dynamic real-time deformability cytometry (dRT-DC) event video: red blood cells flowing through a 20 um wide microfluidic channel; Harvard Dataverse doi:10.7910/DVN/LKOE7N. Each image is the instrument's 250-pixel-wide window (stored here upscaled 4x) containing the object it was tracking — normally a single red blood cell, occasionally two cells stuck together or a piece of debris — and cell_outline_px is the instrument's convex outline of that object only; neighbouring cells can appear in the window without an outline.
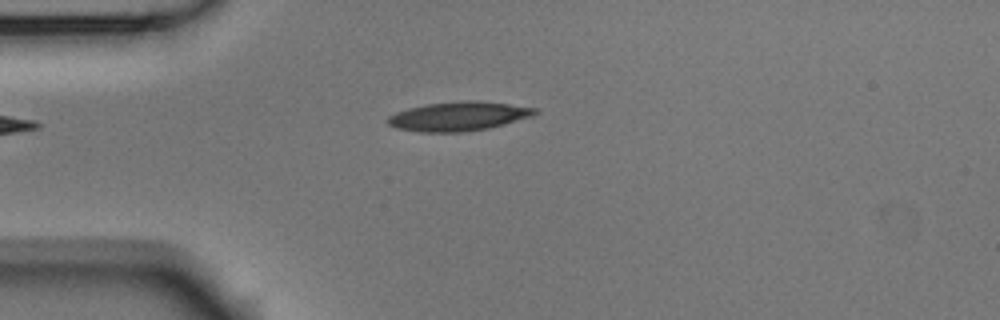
{"species": "Egyptian fruit bat (a non-hibernating species)", "species_latin": "Rousettus aegyptiacus", "temperature_condition": "room temperature", "stored_images_in_passage": 5, "camera_frame_rate_fps": 3000, "um_per_image_px": 0.085, "animal": {"sex": "male"}, "frame": {"image": 1, "passage_image": 5, "time_ms": 1.333, "image_size_px": [1000, 320], "cell_outline_px": [[540, 112], [532, 116], [504, 124], [488, 128], [460, 132], [420, 132], [396, 128], [388, 124], [388, 116], [396, 112], [408, 108], [428, 104], [468, 100], [476, 100], [540, 108]], "centroid_in_image_um": [39.01, 9.88], "position_along_channel_um": 46.0, "area_um2": 24.91}}